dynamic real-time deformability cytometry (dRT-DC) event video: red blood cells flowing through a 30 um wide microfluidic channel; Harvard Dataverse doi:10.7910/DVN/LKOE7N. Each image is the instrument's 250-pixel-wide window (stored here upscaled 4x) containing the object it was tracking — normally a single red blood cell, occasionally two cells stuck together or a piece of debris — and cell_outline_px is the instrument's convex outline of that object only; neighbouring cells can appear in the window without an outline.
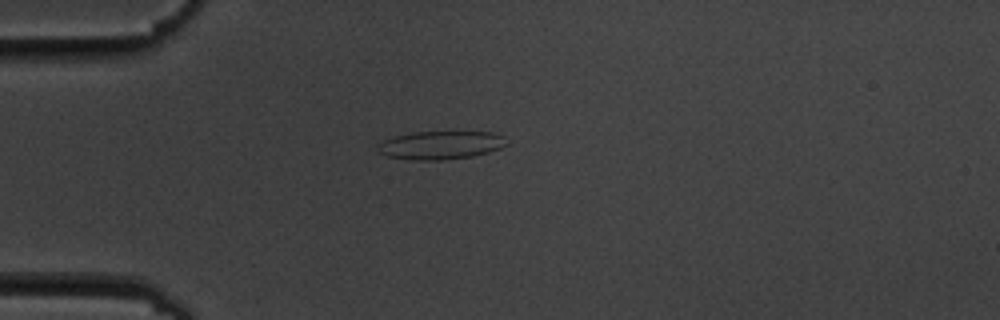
{"species": "common noctule bat (a hibernating species)", "species_latin": "Nyctalus noctula", "temperature_condition": "cold", "stored_images_in_passage": 10, "camera_frame_rate_fps": 3000, "um_per_image_px": 0.085, "animal": {"sex": "male", "body_mass_g": 19.5, "forearm_length_mm": 54.6}, "frame": {"image": 1, "passage_image": 4, "time_ms": 3.667, "image_size_px": [1000, 320], "cell_outline_px": [[508, 144], [500, 148], [488, 152], [472, 156], [440, 160], [416, 160], [388, 156], [376, 152], [376, 144], [380, 140], [396, 136], [416, 132], [492, 132], [504, 136]], "centroid_in_image_um": [37.41, 12.33], "position_along_channel_um": 47.6, "area_um2": 21.27}}
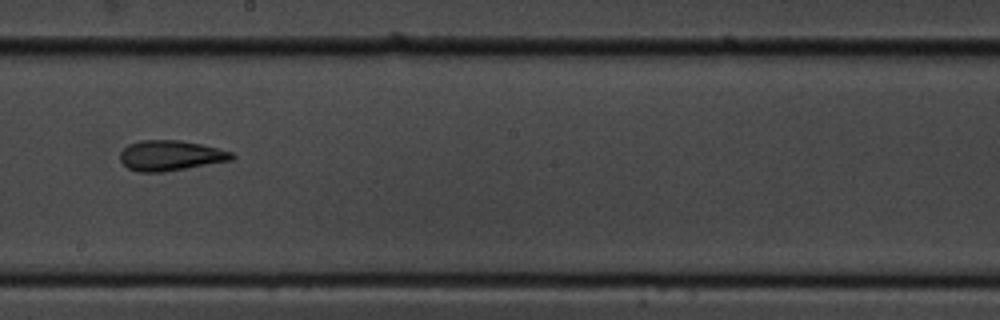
{"frame": {"image": 2, "passage_image": 9, "time_ms": 9.333, "image_size_px": [1000, 320], "cell_outline_px": [[236, 156], [232, 160], [164, 172], [140, 172], [128, 168], [120, 160], [120, 152], [128, 144], [140, 140], [180, 140], [200, 144], [232, 152]], "centroid_in_image_um": [14.48, 13.22], "position_along_channel_um": 233.7, "area_um2": 19.65}}
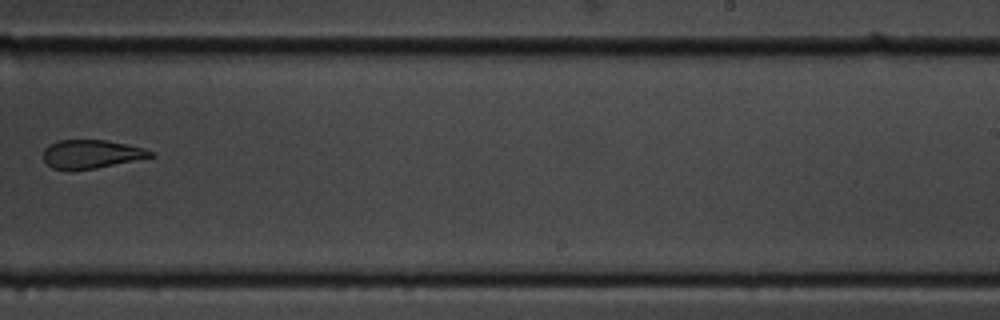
{"frame": {"image": 3, "passage_image": 10, "time_ms": 10.667, "image_size_px": [1000, 320], "cell_outline_px": [[156, 156], [96, 168], [72, 172], [52, 168], [44, 160], [44, 148], [48, 144], [56, 140], [108, 140], [144, 148], [156, 152]], "centroid_in_image_um": [7.75, 13.11], "position_along_channel_um": 281.2, "area_um2": 18.26}}